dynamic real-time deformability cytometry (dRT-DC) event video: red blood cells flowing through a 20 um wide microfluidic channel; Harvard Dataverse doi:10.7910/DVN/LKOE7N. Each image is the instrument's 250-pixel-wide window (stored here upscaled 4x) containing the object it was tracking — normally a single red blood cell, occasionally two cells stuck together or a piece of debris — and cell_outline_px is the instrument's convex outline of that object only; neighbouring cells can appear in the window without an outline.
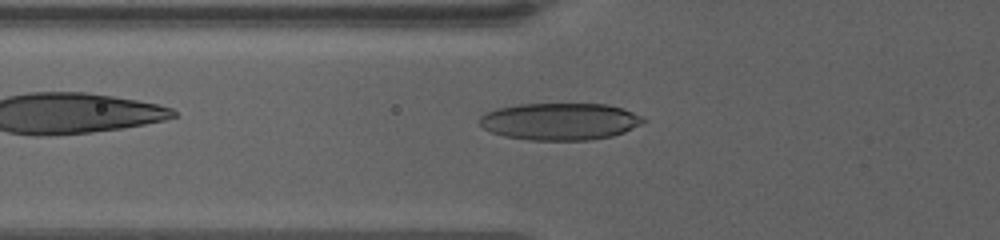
{"species": "human", "species_latin": "Homo sapiens", "temperature_condition": "warm", "stored_images_in_passage": 54, "camera_frame_rate_fps": 3000, "um_per_image_px": 0.085, "donor": {"sex": "female"}, "frame": {"image": 1, "passage_image": 10, "time_ms": 2.0, "image_size_px": [1000, 240], "cell_outline_px": [[648, 120], [624, 132], [612, 136], [592, 140], [528, 140], [504, 136], [492, 132], [484, 128], [480, 124], [480, 116], [484, 112], [496, 108], [520, 104], [608, 104], [632, 112]], "centroid_in_image_um": [47.57, 10.32], "position_along_channel_um": 78.2, "area_um2": 35.37}}
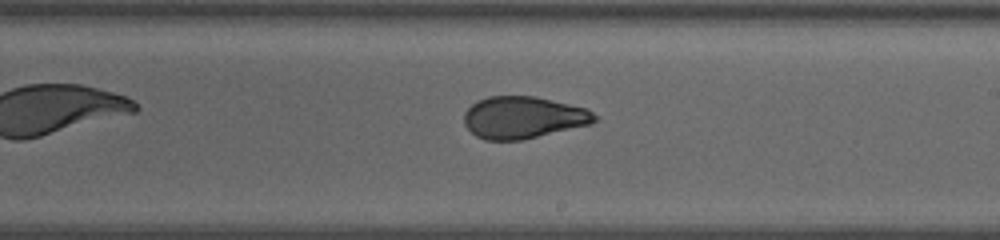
{"frame": {"image": 2, "passage_image": 26, "time_ms": 7.0, "image_size_px": [1000, 240], "cell_outline_px": [[600, 120], [592, 124], [520, 140], [484, 140], [476, 136], [464, 124], [464, 112], [476, 100], [488, 96], [536, 96], [588, 108], [600, 116]], "centroid_in_image_um": [44.52, 9.97], "position_along_channel_um": 244.5, "area_um2": 32.37}}
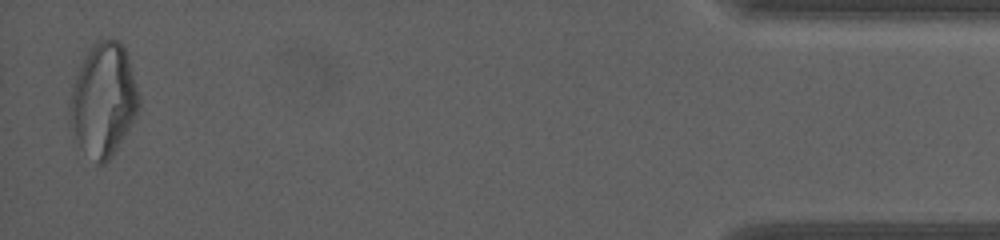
{"frame": {"image": 3, "passage_image": 51, "time_ms": 14.667, "image_size_px": [1000, 240], "cell_outline_px": [[140, 108], [136, 116], [108, 160], [104, 164], [96, 164], [80, 144], [68, 124], [68, 112], [72, 88], [76, 76], [92, 44], [100, 40], [120, 40], [128, 56], [140, 100]], "centroid_in_image_um": [8.78, 8.49], "position_along_channel_um": 426.4, "area_um2": 44.8}, "authors_computed_cell_mechanics": {"area_um2": 34.1887, "velocity_mm_per_s": 3.3342, "shape_relaxation_time_tau1_ms": 10.057, "shape_relaxation_time_tau2_ms": 1.4525, "deformation_change_tau1": 0.2483, "deformation_change_tau2": 0.0757}}